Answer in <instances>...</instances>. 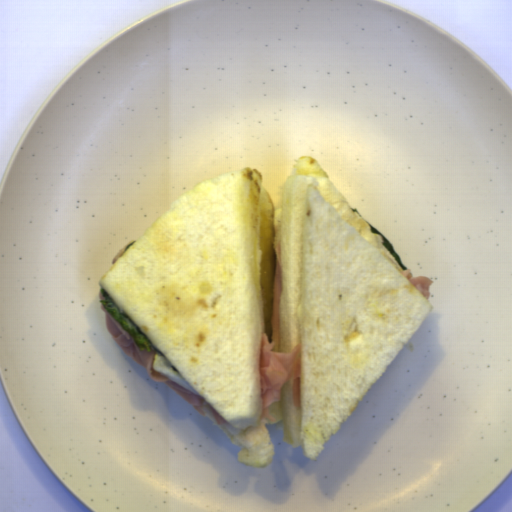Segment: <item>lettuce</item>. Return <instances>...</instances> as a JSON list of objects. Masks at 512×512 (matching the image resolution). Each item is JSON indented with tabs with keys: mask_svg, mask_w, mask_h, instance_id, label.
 Here are the masks:
<instances>
[{
	"mask_svg": "<svg viewBox=\"0 0 512 512\" xmlns=\"http://www.w3.org/2000/svg\"><path fill=\"white\" fill-rule=\"evenodd\" d=\"M104 299H98L105 311L113 318V320L123 328L134 341L140 351L151 352L155 347L149 341L148 337L141 331L140 327L125 313H121L119 306L109 296L105 288L99 289Z\"/></svg>",
	"mask_w": 512,
	"mask_h": 512,
	"instance_id": "1",
	"label": "lettuce"
},
{
	"mask_svg": "<svg viewBox=\"0 0 512 512\" xmlns=\"http://www.w3.org/2000/svg\"><path fill=\"white\" fill-rule=\"evenodd\" d=\"M353 212H357L369 225L370 231L373 234H380L382 237L381 245L390 253V255L395 259V261L399 264L402 271H407L408 268L406 265L403 264L399 254L394 250L393 244L378 230L376 229L365 217H363L360 212L357 210L356 207L351 208Z\"/></svg>",
	"mask_w": 512,
	"mask_h": 512,
	"instance_id": "2",
	"label": "lettuce"
}]
</instances>
